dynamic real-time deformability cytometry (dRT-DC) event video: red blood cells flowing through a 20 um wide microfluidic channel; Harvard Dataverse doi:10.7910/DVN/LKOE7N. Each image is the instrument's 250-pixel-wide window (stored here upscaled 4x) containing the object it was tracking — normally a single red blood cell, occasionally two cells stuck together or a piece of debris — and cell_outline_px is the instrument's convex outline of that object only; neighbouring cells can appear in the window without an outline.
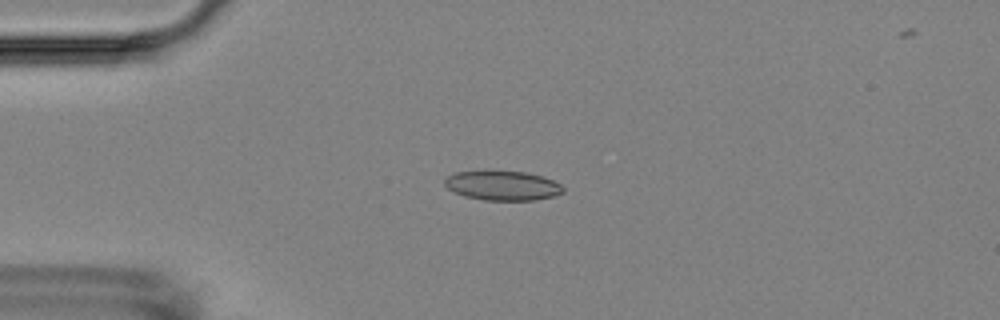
{"species": "Egyptian fruit bat (a non-hibernating species)", "species_latin": "Rousettus aegyptiacus", "temperature_condition": "room temperature", "stored_images_in_passage": 5, "camera_frame_rate_fps": 3000, "um_per_image_px": 0.085, "animal": {"sex": "female"}, "frame": {"image": 1, "passage_image": 3, "time_ms": 2.333, "image_size_px": [1000, 320], "cell_outline_px": [[564, 192], [552, 196], [536, 200], [484, 200], [464, 196], [448, 188], [444, 184], [444, 180], [448, 176], [456, 172], [488, 168], [524, 172], [540, 176], [552, 180], [560, 184], [564, 188]], "centroid_in_image_um": [42.67, 15.73], "position_along_channel_um": 42.3, "area_um2": 20.87}}